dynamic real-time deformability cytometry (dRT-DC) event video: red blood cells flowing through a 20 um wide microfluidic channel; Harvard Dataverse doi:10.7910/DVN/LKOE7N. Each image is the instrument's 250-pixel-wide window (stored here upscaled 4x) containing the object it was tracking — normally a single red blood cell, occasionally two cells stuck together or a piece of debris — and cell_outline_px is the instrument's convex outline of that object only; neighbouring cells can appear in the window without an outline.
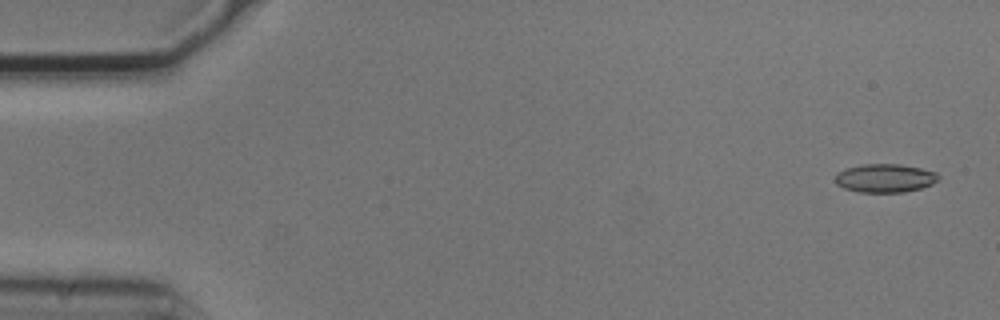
{"species": "common noctule bat (a hibernating species)", "species_latin": "Nyctalus noctula", "temperature_condition": "cold", "stored_images_in_passage": 4, "camera_frame_rate_fps": 3000, "um_per_image_px": 0.085, "animal": {"sex": "male", "body_mass_g": 20.5, "forearm_length_mm": 52.5}, "frame": {"image": 1, "passage_image": 1, "time_ms": 0.0, "image_size_px": [1000, 320], "cell_outline_px": [[940, 180], [932, 184], [920, 188], [904, 192], [860, 192], [844, 188], [836, 184], [836, 172], [844, 168], [864, 164], [900, 164], [920, 168], [936, 172], [940, 176]], "centroid_in_image_um": [75.23, 15.13], "position_along_channel_um": 9.8, "area_um2": 17.22}}
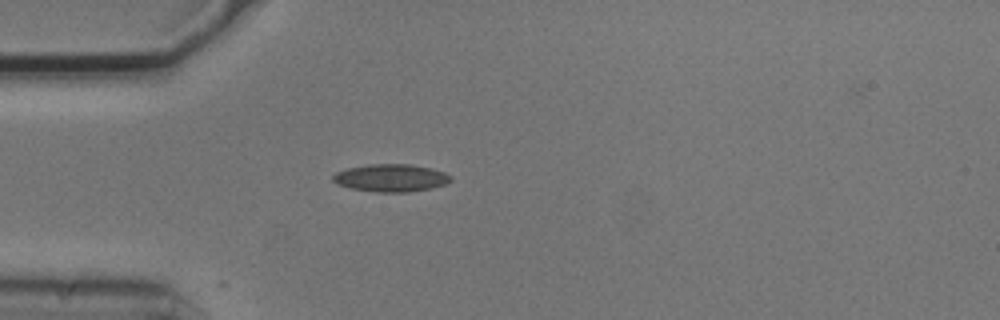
{"frame": {"image": 2, "passage_image": 4, "time_ms": 1.0, "image_size_px": [1000, 320], "cell_outline_px": [[452, 180], [444, 184], [432, 188], [408, 192], [376, 192], [352, 188], [336, 184], [332, 180], [332, 176], [336, 172], [348, 168], [368, 164], [408, 164], [432, 168], [444, 172], [452, 176]], "centroid_in_image_um": [33.23, 15.12], "position_along_channel_um": 51.8, "area_um2": 18.96}}